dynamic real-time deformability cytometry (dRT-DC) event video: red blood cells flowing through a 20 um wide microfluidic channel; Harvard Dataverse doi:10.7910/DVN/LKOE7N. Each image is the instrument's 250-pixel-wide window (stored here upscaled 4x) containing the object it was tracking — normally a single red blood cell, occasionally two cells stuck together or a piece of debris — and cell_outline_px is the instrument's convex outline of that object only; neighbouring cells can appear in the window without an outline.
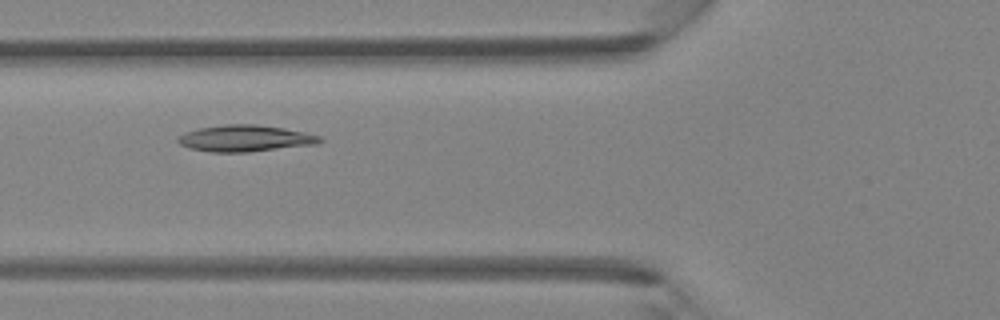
{"species": "Egyptian fruit bat (a non-hibernating species)", "species_latin": "Rousettus aegyptiacus", "temperature_condition": "room temperature", "stored_images_in_passage": 2, "camera_frame_rate_fps": 3000, "um_per_image_px": 0.085, "animal": {"sex": "female"}, "frame": {"image": 1, "passage_image": 2, "time_ms": 0.333, "image_size_px": [1000, 320], "cell_outline_px": [[324, 140], [316, 144], [248, 152], [212, 152], [188, 148], [180, 144], [176, 140], [176, 136], [184, 132], [200, 128], [224, 124], [256, 124], [284, 128], [304, 132], [320, 136]], "centroid_in_image_um": [20.79, 11.76], "position_along_channel_um": 105.0, "area_um2": 21.96}}